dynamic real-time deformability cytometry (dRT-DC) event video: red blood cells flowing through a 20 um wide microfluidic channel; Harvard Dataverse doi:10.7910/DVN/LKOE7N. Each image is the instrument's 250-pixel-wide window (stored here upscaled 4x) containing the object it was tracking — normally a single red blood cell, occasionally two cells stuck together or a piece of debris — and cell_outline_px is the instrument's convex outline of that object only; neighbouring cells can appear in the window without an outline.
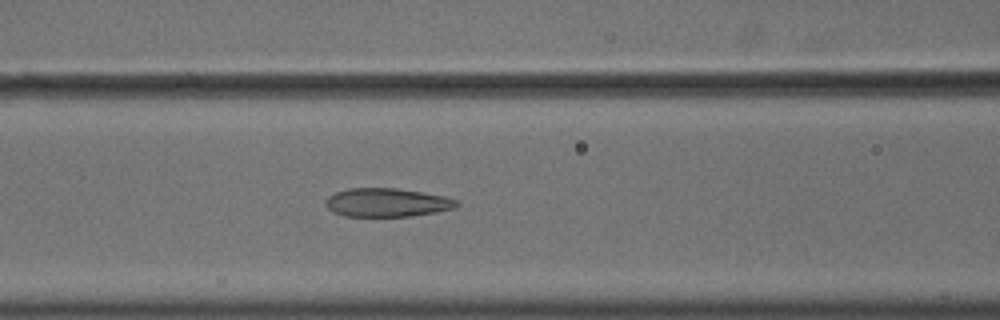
{"species": "common noctule bat (a hibernating species)", "species_latin": "Nyctalus noctula", "temperature_condition": "cold", "stored_images_in_passage": 56, "camera_frame_rate_fps": 3000, "um_per_image_px": 0.085, "animal": {"sex": "male", "body_mass_g": 18.8}, "frame": {"image": 1, "passage_image": 25, "time_ms": 8.0, "image_size_px": [1000, 320], "cell_outline_px": [[460, 204], [456, 208], [436, 212], [412, 216], [344, 216], [332, 212], [324, 204], [324, 200], [328, 196], [336, 192], [348, 188], [396, 188], [444, 196], [456, 200]], "centroid_in_image_um": [32.86, 17.22], "position_along_channel_um": 133.7, "area_um2": 21.91}}
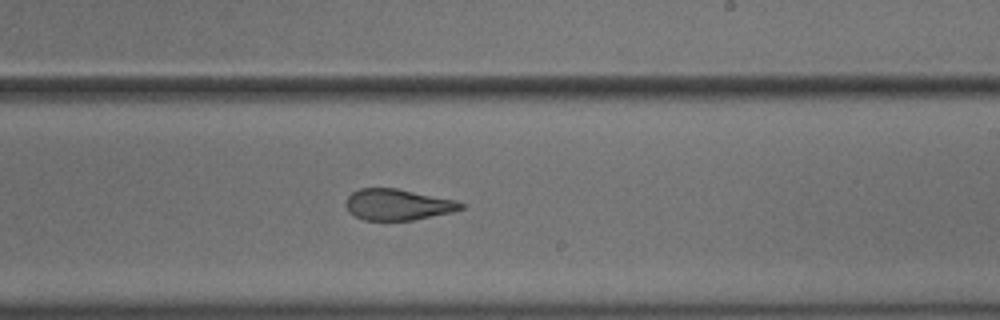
{"frame": {"image": 2, "passage_image": 35, "time_ms": 11.333, "image_size_px": [1000, 320], "cell_outline_px": [[464, 208], [452, 212], [412, 220], [364, 220], [348, 212], [344, 204], [348, 196], [352, 192], [360, 188], [396, 188], [456, 200], [464, 204]], "centroid_in_image_um": [33.78, 17.39], "position_along_channel_um": 255.2, "area_um2": 20.87}}
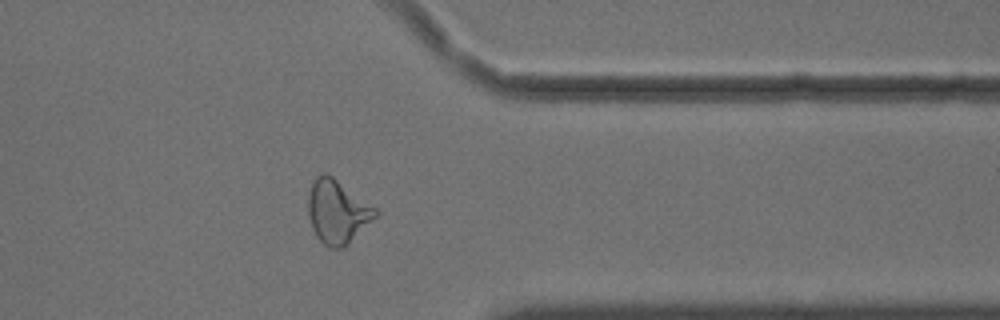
{"frame": {"image": 3, "passage_image": 46, "time_ms": 15.0, "image_size_px": [1000, 320], "cell_outline_px": [[380, 212], [344, 248], [328, 248], [316, 236], [312, 228], [308, 216], [308, 196], [312, 184], [316, 176], [324, 172], [332, 176], [376, 208]], "centroid_in_image_um": [28.66, 18.0], "position_along_channel_um": 382.7, "area_um2": 24.68}, "authors_computed_cell_mechanics": {"area_um2": 24.3916, "velocity_mm_per_s": 3.6427, "shape_relaxation_time_tau1_ms": 11.0245, "shape_relaxation_time_tau2_ms": 1.8941, "deformation_change_tau1": 0.2422, "deformation_change_tau2": 0.0991}}